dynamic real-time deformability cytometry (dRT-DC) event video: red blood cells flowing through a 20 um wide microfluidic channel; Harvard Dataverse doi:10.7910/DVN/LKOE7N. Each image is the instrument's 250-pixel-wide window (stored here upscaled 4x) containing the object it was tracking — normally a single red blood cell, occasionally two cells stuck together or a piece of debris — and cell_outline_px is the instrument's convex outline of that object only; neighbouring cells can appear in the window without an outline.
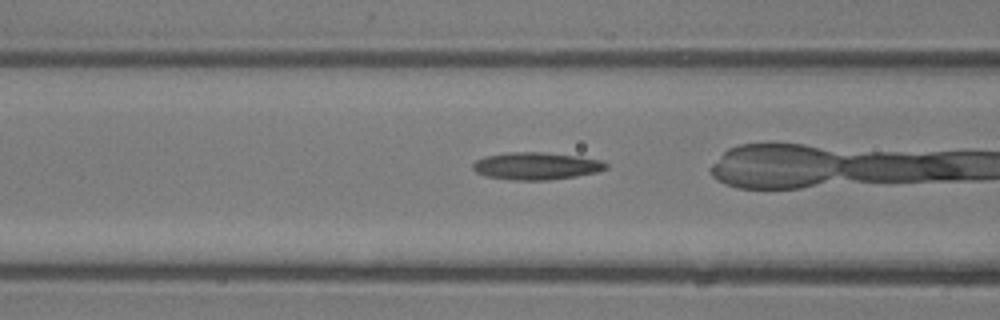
{"species": "common noctule bat (a hibernating species)", "species_latin": "Nyctalus noctula", "temperature_condition": "room temperature", "stored_images_in_passage": 31, "camera_frame_rate_fps": 3000, "um_per_image_px": 0.085, "animal": {"sex": "male", "body_mass_g": 13.3}, "frame": {"image": 1, "passage_image": 14, "time_ms": 4.333, "image_size_px": [1000, 320], "cell_outline_px": [[608, 168], [596, 172], [576, 176], [548, 180], [512, 180], [484, 176], [476, 172], [472, 168], [472, 164], [476, 160], [484, 156], [504, 152], [544, 152], [580, 156], [604, 160], [608, 164]], "centroid_in_image_um": [45.58, 14.1], "position_along_channel_um": 121.0, "area_um2": 21.56}, "authors_computed_cell_mechanics": {"area_um2": 20.8658, "velocity_mm_per_s": 4.811, "shape_relaxation_time_tau1_ms": 8.6549, "shape_relaxation_time_tau2_ms": 4.6045, "deformation_change_tau1": 0.2696, "deformation_change_tau2": 0.1826}}